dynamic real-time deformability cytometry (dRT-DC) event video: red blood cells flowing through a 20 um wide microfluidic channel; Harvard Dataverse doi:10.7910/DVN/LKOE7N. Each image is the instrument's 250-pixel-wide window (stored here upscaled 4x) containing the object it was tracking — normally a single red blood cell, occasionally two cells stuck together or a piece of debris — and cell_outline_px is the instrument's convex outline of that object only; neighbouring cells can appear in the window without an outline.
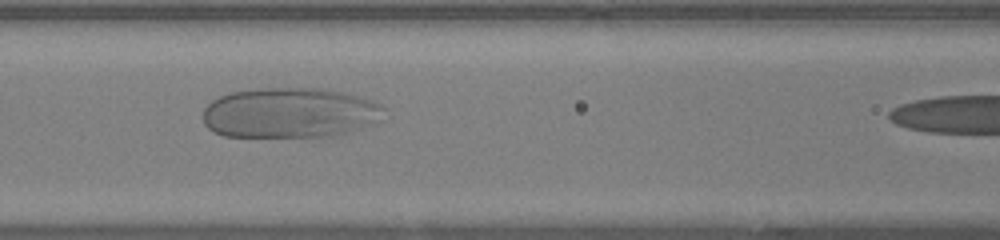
{"species": "human", "species_latin": "Homo sapiens", "temperature_condition": "warm", "stored_images_in_passage": 33, "camera_frame_rate_fps": 3000, "um_per_image_px": 0.085, "donor": {"sex": "female"}, "frame": {"image": 1, "passage_image": 14, "time_ms": 4.333, "image_size_px": [1000, 240], "cell_outline_px": [[384, 120], [360, 128], [332, 136], [224, 136], [212, 132], [204, 124], [204, 108], [212, 100], [228, 92], [264, 88], [320, 88], [352, 92], [372, 100], [380, 104], [384, 108]], "centroid_in_image_um": [24.68, 9.57], "position_along_channel_um": 141.9, "area_um2": 53.58}}
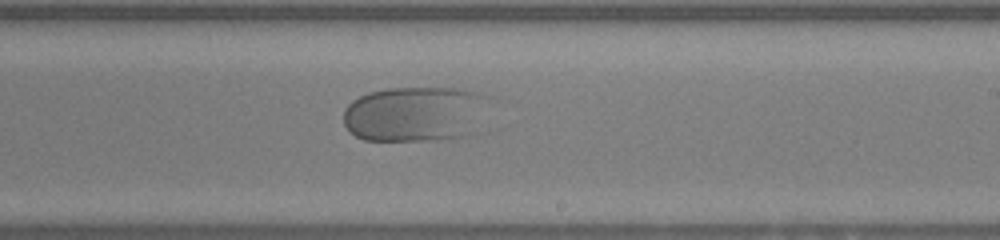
{"frame": {"image": 2, "passage_image": 22, "time_ms": 7.0, "image_size_px": [1000, 240], "cell_outline_px": [[496, 100], [464, 136], [436, 140], [364, 140], [348, 132], [344, 124], [344, 108], [352, 100], [368, 92], [388, 88], [460, 88], [480, 92], [492, 96]], "centroid_in_image_um": [35.31, 9.65], "position_along_channel_um": 253.7, "area_um2": 47.57}}
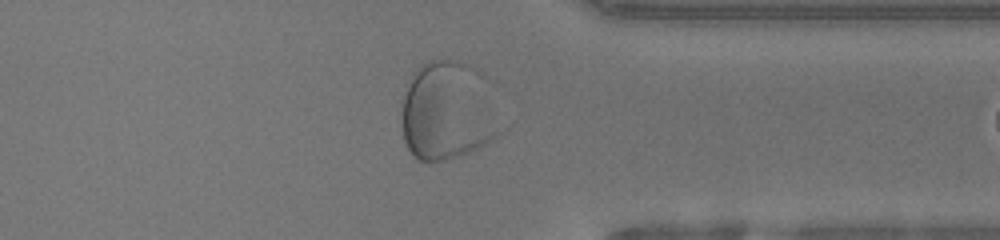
{"frame": {"image": 3, "passage_image": 31, "time_ms": 10.0, "image_size_px": [1000, 240], "cell_outline_px": [[508, 128], [504, 132], [488, 144], [480, 148], [460, 156], [444, 160], [416, 160], [412, 156], [404, 144], [400, 124], [400, 112], [404, 96], [416, 68], [420, 64], [428, 60], [456, 60], [468, 64], [484, 72], [496, 84]], "centroid_in_image_um": [38.25, 9.42], "position_along_channel_um": 373.1, "area_um2": 60.92}}